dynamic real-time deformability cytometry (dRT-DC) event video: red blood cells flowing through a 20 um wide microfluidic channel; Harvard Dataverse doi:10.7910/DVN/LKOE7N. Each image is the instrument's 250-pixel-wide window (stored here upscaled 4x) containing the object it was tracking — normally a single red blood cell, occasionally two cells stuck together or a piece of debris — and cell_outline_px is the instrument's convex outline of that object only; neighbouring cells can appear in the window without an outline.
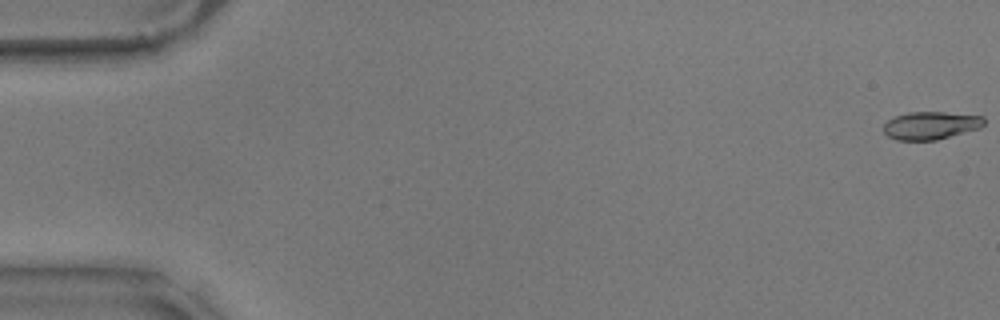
{"species": "common noctule bat (a hibernating species)", "species_latin": "Nyctalus noctula", "temperature_condition": "warm", "stored_images_in_passage": 13, "camera_frame_rate_fps": 3000, "um_per_image_px": 0.085, "animal": {"sex": "male", "body_mass_g": 17.9}, "frame": {"image": 1, "passage_image": 1, "time_ms": 0.0, "image_size_px": [1000, 320], "cell_outline_px": [[984, 124], [980, 128], [936, 140], [896, 140], [888, 136], [884, 132], [884, 124], [888, 120], [896, 116], [908, 112], [944, 112], [984, 116]], "centroid_in_image_um": [79.12, 10.66], "position_along_channel_um": 5.9, "area_um2": 16.24}}